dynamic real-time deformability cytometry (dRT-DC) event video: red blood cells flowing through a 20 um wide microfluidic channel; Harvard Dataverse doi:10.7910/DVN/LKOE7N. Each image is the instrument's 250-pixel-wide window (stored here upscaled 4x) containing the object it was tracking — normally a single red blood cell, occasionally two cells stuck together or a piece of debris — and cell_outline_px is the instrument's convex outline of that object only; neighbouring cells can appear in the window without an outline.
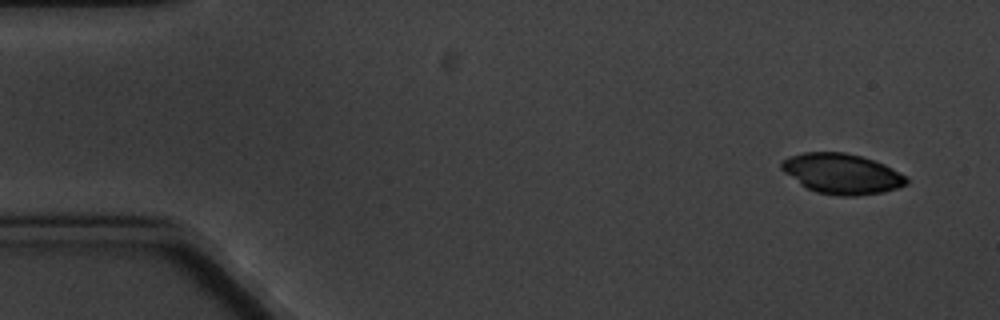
{"species": "common noctule bat (a hibernating species)", "species_latin": "Nyctalus noctula", "temperature_condition": "cold", "stored_images_in_passage": 5, "camera_frame_rate_fps": 3000, "um_per_image_px": 0.085, "animal": {"sex": "male", "body_mass_g": 20.1, "forearm_length_mm": 53.5}, "frame": {"image": 1, "passage_image": 1, "time_ms": 0.0, "image_size_px": [1000, 320], "cell_outline_px": [[908, 184], [884, 192], [856, 196], [840, 196], [816, 192], [800, 184], [784, 172], [780, 168], [780, 164], [788, 156], [804, 152], [844, 152], [860, 156], [884, 164], [892, 168], [904, 176], [908, 180]], "centroid_in_image_um": [71.54, 14.77], "position_along_channel_um": 13.5, "area_um2": 29.19}}